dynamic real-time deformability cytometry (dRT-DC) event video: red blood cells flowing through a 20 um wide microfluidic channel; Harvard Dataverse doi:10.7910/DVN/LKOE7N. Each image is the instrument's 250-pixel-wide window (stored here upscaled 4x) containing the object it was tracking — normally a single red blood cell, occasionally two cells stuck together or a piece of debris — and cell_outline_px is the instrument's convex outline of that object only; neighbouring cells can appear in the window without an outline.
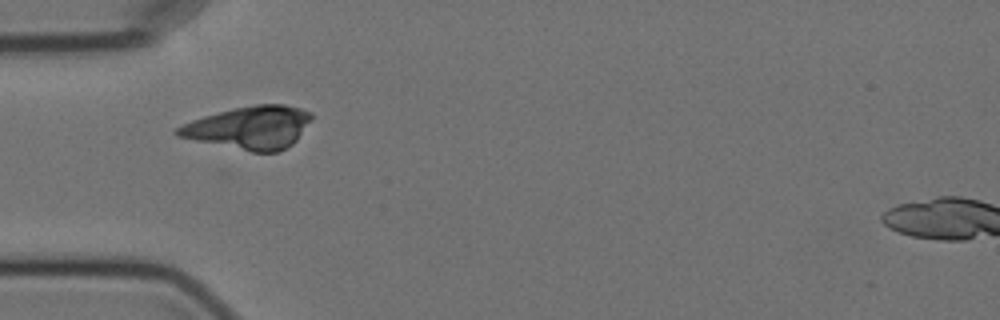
{"species": "Egyptian fruit bat (a non-hibernating species)", "species_latin": "Rousettus aegyptiacus", "temperature_condition": "cold", "stored_images_in_passage": 10, "camera_frame_rate_fps": 3000, "um_per_image_px": 0.085, "animal": {"sex": "female"}, "frame": {"image": 1, "passage_image": 1, "time_ms": 0.0, "image_size_px": [1000, 320], "cell_outline_px": [[312, 120], [296, 140], [292, 144], [276, 152], [252, 152], [176, 136], [172, 132], [176, 128], [192, 120], [204, 116], [232, 108], [256, 104], [284, 104], [300, 108], [312, 112]], "centroid_in_image_um": [21.22, 10.83], "position_along_channel_um": 63.8, "area_um2": 33.35}}
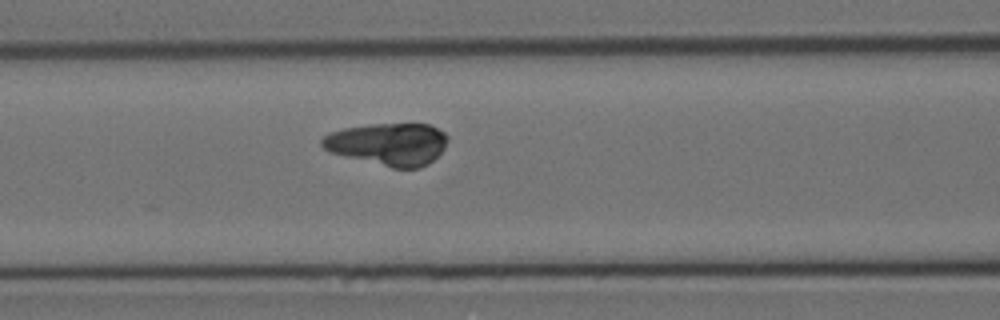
{"frame": {"image": 2, "passage_image": 7, "time_ms": 2.0, "image_size_px": [1000, 320], "cell_outline_px": [[448, 140], [444, 148], [428, 164], [420, 168], [392, 168], [328, 152], [320, 144], [320, 140], [328, 132], [344, 128], [372, 124], [428, 124], [444, 132], [448, 136]], "centroid_in_image_um": [32.97, 12.25], "position_along_channel_um": 133.6, "area_um2": 31.1}}
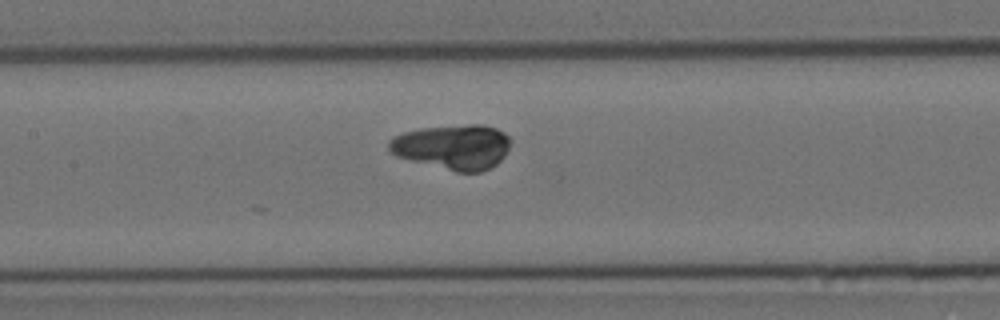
{"frame": {"image": 3, "passage_image": 10, "time_ms": 3.0, "image_size_px": [1000, 320], "cell_outline_px": [[512, 140], [504, 156], [496, 164], [480, 172], [456, 172], [396, 156], [388, 148], [388, 140], [392, 136], [404, 132], [420, 128], [468, 124], [484, 124], [496, 128], [504, 132]], "centroid_in_image_um": [38.49, 12.47], "position_along_channel_um": 168.9, "area_um2": 31.96}}